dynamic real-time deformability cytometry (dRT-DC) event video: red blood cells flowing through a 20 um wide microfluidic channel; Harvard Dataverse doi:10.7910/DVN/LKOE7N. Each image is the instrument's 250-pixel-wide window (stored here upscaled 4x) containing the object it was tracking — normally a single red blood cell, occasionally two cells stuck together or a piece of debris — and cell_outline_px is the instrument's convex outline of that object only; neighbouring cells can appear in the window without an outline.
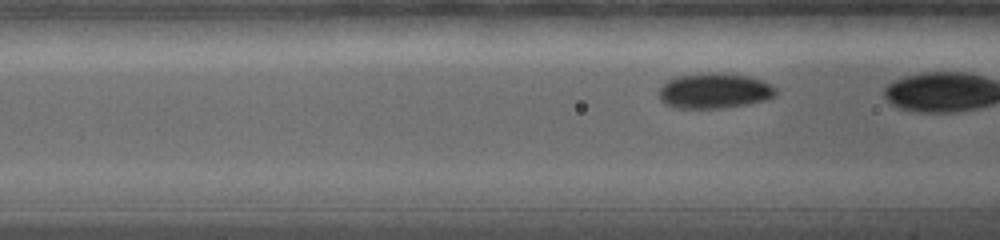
{"species": "common noctule bat (a hibernating species)", "species_latin": "Nyctalus noctula", "temperature_condition": "warm", "stored_images_in_passage": 34, "camera_frame_rate_fps": 5000, "um_per_image_px": 0.085, "animal": {"sex": "female", "body_mass_g": 19.0, "forearm_length_mm": 56.7}, "frame": {"image": 1, "passage_image": 6, "time_ms": 1.2, "image_size_px": [1000, 240], "cell_outline_px": [[776, 92], [772, 96], [764, 100], [748, 104], [720, 108], [676, 108], [664, 104], [660, 100], [660, 88], [668, 80], [676, 76], [708, 72], [720, 72], [748, 76], [764, 80], [772, 84], [776, 88]], "centroid_in_image_um": [60.72, 7.7], "position_along_channel_um": 105.9, "area_um2": 24.16}}